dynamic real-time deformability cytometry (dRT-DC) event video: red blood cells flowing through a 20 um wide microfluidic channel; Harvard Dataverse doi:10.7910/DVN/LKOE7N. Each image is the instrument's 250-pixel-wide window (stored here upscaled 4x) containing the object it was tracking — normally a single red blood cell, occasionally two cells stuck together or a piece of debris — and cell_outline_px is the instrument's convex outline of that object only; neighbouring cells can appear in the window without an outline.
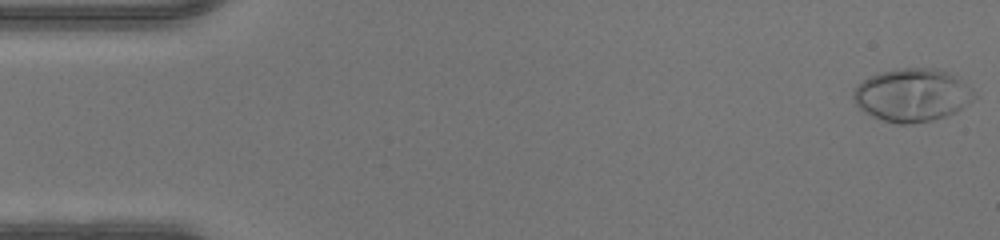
{"species": "human", "species_latin": "Homo sapiens", "temperature_condition": "warm", "stored_images_in_passage": 48, "camera_frame_rate_fps": 3000, "um_per_image_px": 0.085, "donor": {"sex": "male"}, "frame": {"image": 1, "passage_image": 1, "time_ms": 0.0, "image_size_px": [1000, 240], "cell_outline_px": [[976, 96], [968, 104], [956, 112], [932, 120], [908, 124], [896, 124], [872, 116], [860, 108], [856, 104], [852, 96], [852, 92], [864, 80], [880, 72], [900, 68], [936, 68], [948, 72], [972, 88]], "centroid_in_image_um": [77.55, 8.08], "position_along_channel_um": 7.5, "area_um2": 36.99}}
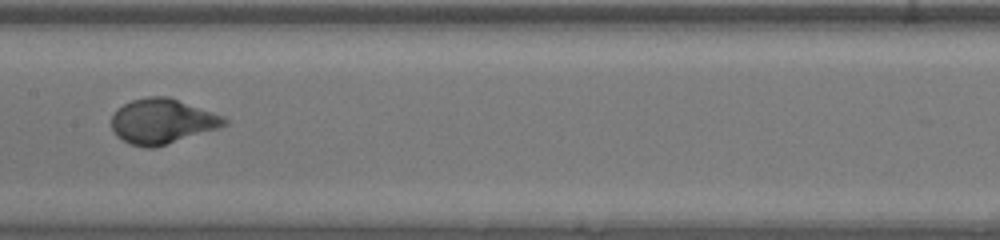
{"frame": {"image": 2, "passage_image": 24, "time_ms": 7.667, "image_size_px": [1000, 240], "cell_outline_px": [[228, 124], [220, 128], [152, 148], [144, 148], [132, 144], [116, 136], [112, 128], [112, 112], [116, 108], [132, 100], [148, 96], [168, 96], [224, 116], [228, 120]], "centroid_in_image_um": [13.78, 10.3], "position_along_channel_um": 193.6, "area_um2": 29.59}}
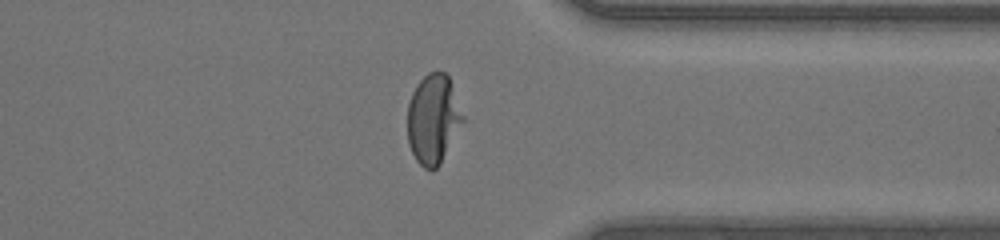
{"frame": {"image": 3, "passage_image": 37, "time_ms": 12.0, "image_size_px": [1000, 240], "cell_outline_px": [[464, 120], [440, 164], [432, 172], [424, 168], [416, 160], [408, 144], [408, 104], [412, 92], [416, 84], [428, 72], [444, 72], [448, 76], [464, 116]], "centroid_in_image_um": [36.81, 10.13], "position_along_channel_um": 374.6, "area_um2": 28.73}}